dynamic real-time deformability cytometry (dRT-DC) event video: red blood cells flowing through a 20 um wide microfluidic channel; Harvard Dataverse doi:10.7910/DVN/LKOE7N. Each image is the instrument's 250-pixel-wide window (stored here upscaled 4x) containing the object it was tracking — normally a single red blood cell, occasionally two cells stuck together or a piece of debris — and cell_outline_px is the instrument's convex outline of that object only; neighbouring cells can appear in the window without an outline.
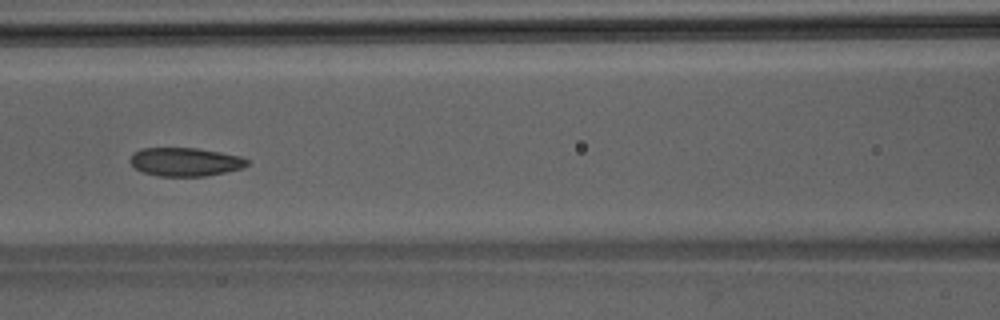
{"species": "Egyptian fruit bat (a non-hibernating species)", "species_latin": "Rousettus aegyptiacus", "temperature_condition": "room temperature", "stored_images_in_passage": 48, "camera_frame_rate_fps": 3000, "um_per_image_px": 0.085, "animal": {"sex": "male"}, "frame": {"image": 1, "passage_image": 22, "time_ms": 7.0, "image_size_px": [1000, 320], "cell_outline_px": [[248, 164], [244, 168], [204, 176], [156, 176], [144, 172], [136, 168], [128, 160], [132, 152], [140, 148], [196, 148], [220, 152], [240, 156], [248, 160]], "centroid_in_image_um": [15.71, 13.75], "position_along_channel_um": 150.9, "area_um2": 19.48}}
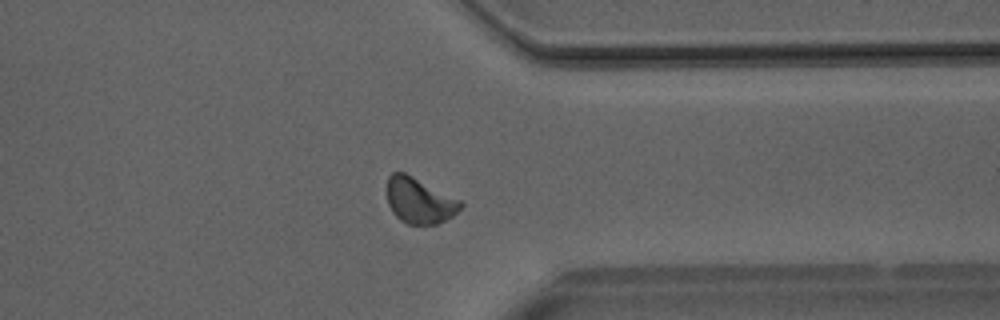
{"frame": {"image": 2, "passage_image": 38, "time_ms": 12.333, "image_size_px": [1000, 320], "cell_outline_px": [[464, 204], [452, 216], [436, 224], [408, 224], [400, 220], [392, 212], [388, 204], [388, 176], [392, 172], [404, 172], [460, 200]], "centroid_in_image_um": [35.63, 17.05], "position_along_channel_um": 375.8, "area_um2": 19.25}}
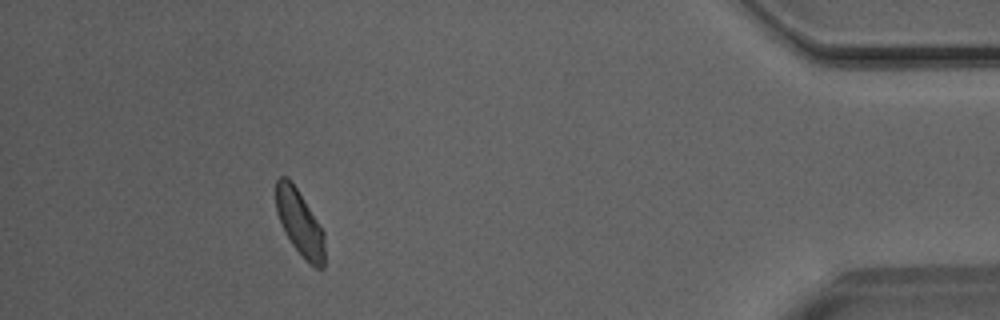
{"frame": {"image": 3, "passage_image": 44, "time_ms": 14.333, "image_size_px": [1000, 320], "cell_outline_px": [[324, 268], [316, 268], [292, 244], [284, 232], [276, 212], [276, 180], [280, 176], [288, 176], [292, 180], [324, 232]], "centroid_in_image_um": [25.45, 18.88], "position_along_channel_um": 409.7, "area_um2": 18.38}}